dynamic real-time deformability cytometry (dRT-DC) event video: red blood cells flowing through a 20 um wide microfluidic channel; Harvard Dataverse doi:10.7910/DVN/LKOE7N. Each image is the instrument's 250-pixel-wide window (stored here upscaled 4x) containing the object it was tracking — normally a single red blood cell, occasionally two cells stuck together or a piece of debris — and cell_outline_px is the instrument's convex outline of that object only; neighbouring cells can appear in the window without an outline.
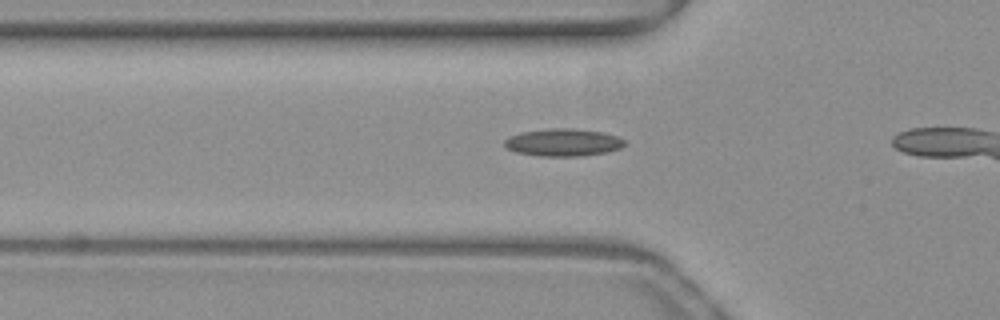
{"species": "common noctule bat (a hibernating species)", "species_latin": "Nyctalus noctula", "temperature_condition": "warm", "stored_images_in_passage": 21, "camera_frame_rate_fps": 3000, "um_per_image_px": 0.085, "animal": {"sex": "female", "body_mass_g": 19.3, "forearm_length_mm": 54.1}, "frame": {"image": 1, "passage_image": 7, "time_ms": 2.0, "image_size_px": [1000, 320], "cell_outline_px": [[624, 144], [620, 148], [608, 152], [580, 156], [540, 156], [516, 152], [508, 148], [504, 144], [504, 140], [508, 136], [520, 132], [552, 128], [572, 128], [604, 132], [616, 136], [624, 140]], "centroid_in_image_um": [47.85, 12.1], "position_along_channel_um": 77.9, "area_um2": 19.25}}
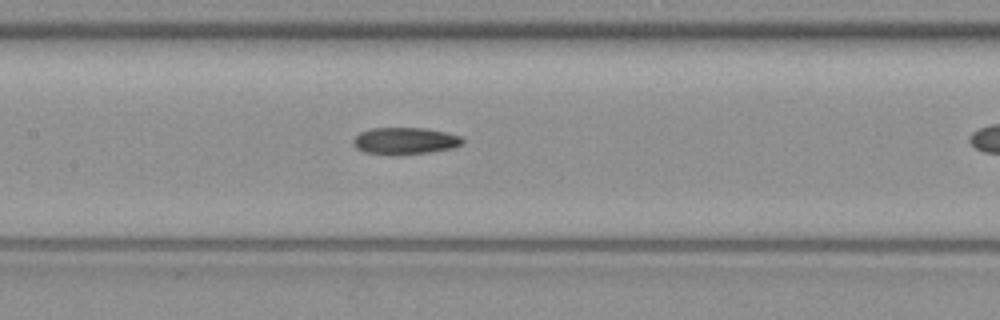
{"frame": {"image": 2, "passage_image": 14, "time_ms": 4.333, "image_size_px": [1000, 320], "cell_outline_px": [[464, 140], [460, 144], [452, 148], [432, 152], [400, 156], [392, 156], [364, 152], [356, 148], [352, 144], [352, 140], [360, 132], [372, 128], [424, 128], [444, 132], [460, 136]], "centroid_in_image_um": [34.37, 12.0], "position_along_channel_um": 173.0, "area_um2": 17.4}}
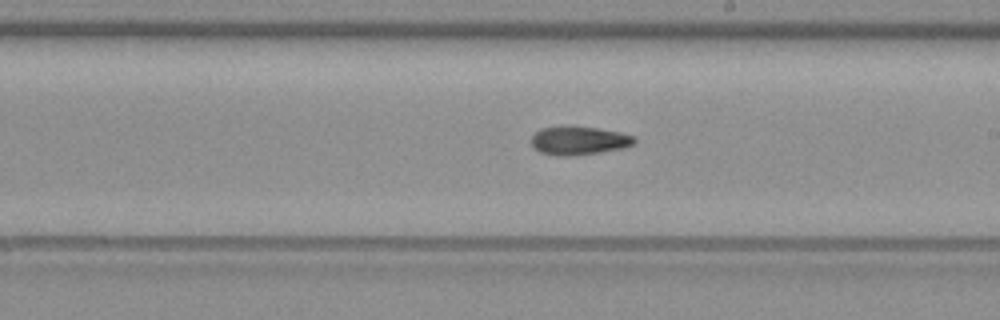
{"frame": {"image": 3, "passage_image": 19, "time_ms": 6.0, "image_size_px": [1000, 320], "cell_outline_px": [[636, 144], [624, 148], [600, 152], [572, 156], [556, 156], [540, 152], [532, 148], [532, 136], [540, 128], [596, 128], [620, 132], [636, 136]], "centroid_in_image_um": [49.25, 11.99], "position_along_channel_um": 239.7, "area_um2": 16.88}}